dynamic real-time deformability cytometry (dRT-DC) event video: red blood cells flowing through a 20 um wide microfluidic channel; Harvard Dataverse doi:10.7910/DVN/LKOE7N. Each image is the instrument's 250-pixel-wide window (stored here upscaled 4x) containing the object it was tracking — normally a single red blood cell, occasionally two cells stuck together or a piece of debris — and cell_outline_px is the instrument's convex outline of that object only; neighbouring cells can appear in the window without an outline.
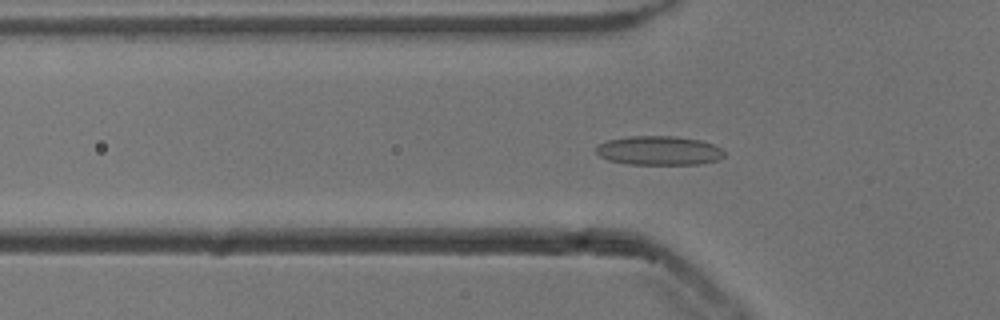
{"species": "common noctule bat (a hibernating species)", "species_latin": "Nyctalus noctula", "temperature_condition": "cold", "stored_images_in_passage": 54, "camera_frame_rate_fps": 3000, "um_per_image_px": 0.085, "animal": {"sex": "male", "body_mass_g": 13.3}, "frame": {"image": 1, "passage_image": 18, "time_ms": 5.667, "image_size_px": [1000, 320], "cell_outline_px": [[724, 156], [716, 160], [700, 164], [628, 164], [608, 160], [600, 156], [596, 152], [596, 148], [600, 144], [608, 140], [628, 136], [676, 136], [700, 140], [712, 144], [720, 148], [724, 152]], "centroid_in_image_um": [56.0, 12.79], "position_along_channel_um": 69.8, "area_um2": 21.62}}
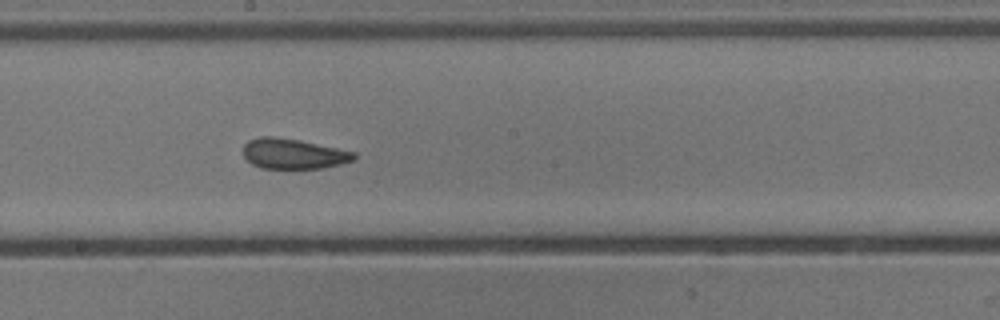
{"frame": {"image": 2, "passage_image": 30, "time_ms": 9.667, "image_size_px": [1000, 320], "cell_outline_px": [[356, 160], [324, 168], [260, 168], [252, 164], [244, 156], [244, 144], [248, 140], [260, 136], [276, 136], [300, 140], [356, 152]], "centroid_in_image_um": [24.95, 13.06], "position_along_channel_um": 223.3, "area_um2": 19.65}}
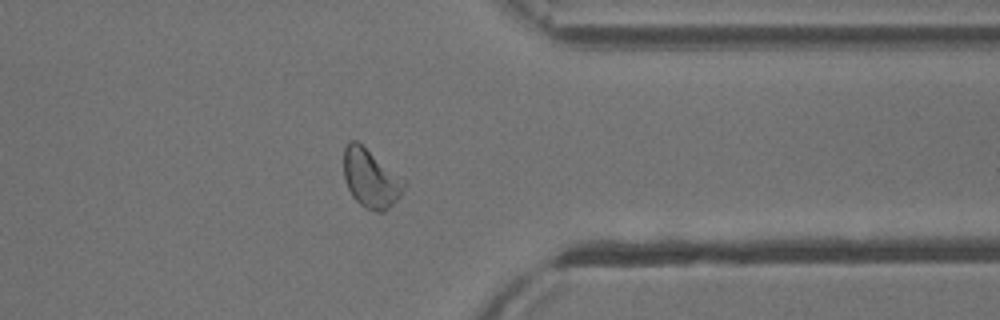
{"frame": {"image": 3, "passage_image": 43, "time_ms": 14.0, "image_size_px": [1000, 320], "cell_outline_px": [[408, 184], [400, 196], [384, 212], [376, 212], [364, 208], [352, 196], [344, 180], [344, 148], [348, 140], [356, 140], [408, 180]], "centroid_in_image_um": [31.55, 15.16], "position_along_channel_um": 379.9, "area_um2": 21.04}, "authors_computed_cell_mechanics": {"area_um2": 21.0103, "velocity_mm_per_s": 3.8206, "shape_relaxation_time_tau1_ms": 8.7074, "shape_relaxation_time_tau2_ms": 1.4771, "deformation_change_tau1": 0.1453, "deformation_change_tau2": 0.0623}}